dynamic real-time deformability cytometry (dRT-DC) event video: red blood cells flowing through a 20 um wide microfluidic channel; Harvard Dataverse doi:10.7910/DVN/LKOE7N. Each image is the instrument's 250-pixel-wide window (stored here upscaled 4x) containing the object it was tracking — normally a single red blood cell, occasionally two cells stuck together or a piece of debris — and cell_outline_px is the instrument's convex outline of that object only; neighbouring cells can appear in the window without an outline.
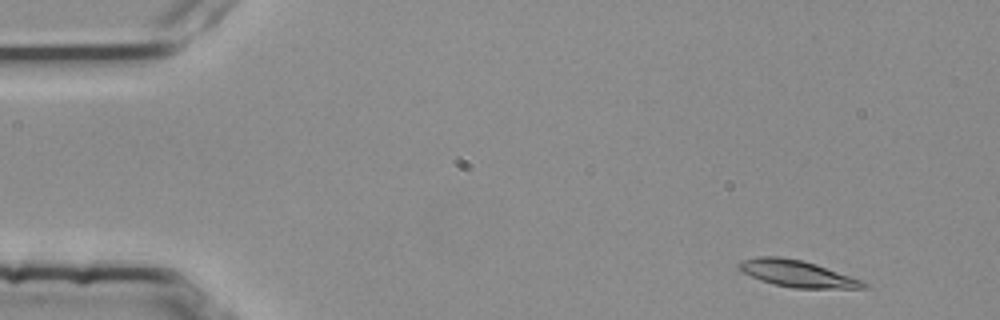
{"species": "common noctule bat (a hibernating species)", "species_latin": "Nyctalus noctula", "temperature_condition": "room temperature", "stored_images_in_passage": 49, "camera_frame_rate_fps": 3000, "um_per_image_px": 0.085, "animal": {"sex": "female", "body_mass_g": 25.1}, "frame": {"image": 1, "passage_image": 3, "time_ms": 0.667, "image_size_px": [1000, 320], "cell_outline_px": [[868, 288], [792, 288], [772, 284], [760, 280], [736, 268], [736, 264], [740, 260], [756, 256], [776, 256], [804, 260], [864, 280], [868, 284]], "centroid_in_image_um": [67.75, 23.25], "position_along_channel_um": 17.3, "area_um2": 19.65}}
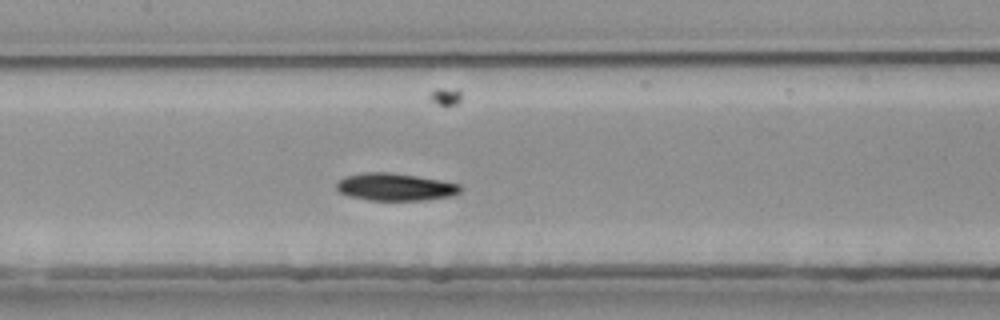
{"frame": {"image": 2, "passage_image": 24, "time_ms": 7.667, "image_size_px": [1000, 320], "cell_outline_px": [[464, 188], [460, 192], [448, 196], [424, 200], [368, 200], [348, 196], [340, 192], [336, 188], [336, 184], [344, 176], [364, 172], [392, 172], [440, 180], [460, 184]], "centroid_in_image_um": [33.58, 15.88], "position_along_channel_um": 173.8, "area_um2": 19.83}}
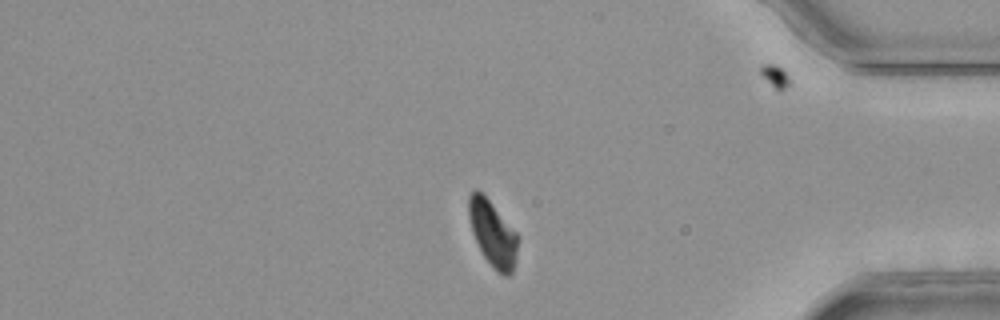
{"frame": {"image": 3, "passage_image": 44, "time_ms": 14.333, "image_size_px": [1000, 320], "cell_outline_px": [[520, 236], [516, 260], [512, 272], [508, 276], [504, 276], [496, 272], [484, 256], [472, 232], [468, 216], [468, 196], [472, 188], [476, 188], [488, 200]], "centroid_in_image_um": [41.89, 19.86], "position_along_channel_um": 393.3, "area_um2": 18.9}, "authors_computed_cell_mechanics": {"area_um2": 19.652, "velocity_mm_per_s": 3.7493, "shape_relaxation_time_tau1_ms": 5.7274, "shape_relaxation_time_tau2_ms": null, "deformation_change_tau1": 0.1618, "deformation_change_tau2": null}}